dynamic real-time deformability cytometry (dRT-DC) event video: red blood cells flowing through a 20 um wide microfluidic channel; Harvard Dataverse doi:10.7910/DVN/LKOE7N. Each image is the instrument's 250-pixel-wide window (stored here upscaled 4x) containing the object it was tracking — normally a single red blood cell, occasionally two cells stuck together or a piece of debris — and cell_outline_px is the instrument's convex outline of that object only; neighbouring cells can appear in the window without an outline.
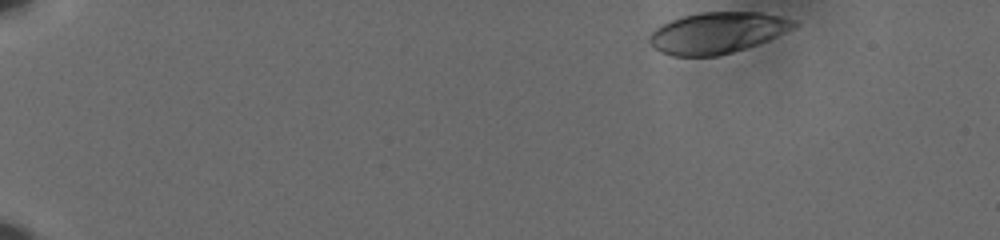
{"species": "human", "species_latin": "Homo sapiens", "temperature_condition": "cold", "stored_images_in_passage": 46, "camera_frame_rate_fps": 3000, "um_per_image_px": 0.085, "donor": {"sex": "male"}, "frame": {"image": 1, "passage_image": 1, "time_ms": 0.0, "image_size_px": [1000, 240], "cell_outline_px": [[796, 24], [792, 28], [768, 40], [732, 52], [716, 56], [672, 56], [660, 52], [648, 40], [648, 36], [660, 24], [684, 16], [700, 12], [760, 12], [780, 16], [796, 20]], "centroid_in_image_um": [60.94, 2.78], "position_along_channel_um": 24.1, "area_um2": 34.33}}
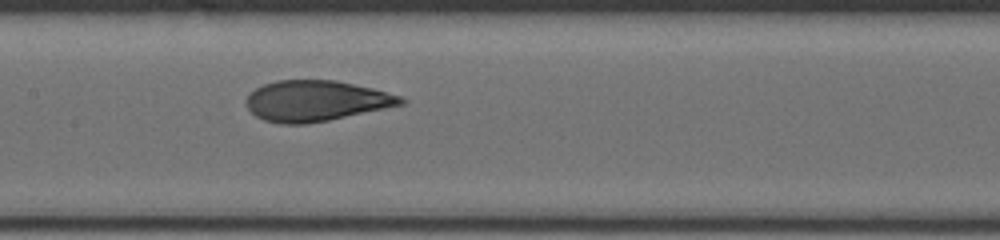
{"frame": {"image": 2, "passage_image": 25, "time_ms": 8.0, "image_size_px": [1000, 240], "cell_outline_px": [[408, 100], [404, 104], [328, 120], [304, 124], [280, 124], [264, 120], [256, 116], [248, 108], [248, 96], [256, 88], [264, 84], [276, 80], [336, 80], [372, 88], [400, 96]], "centroid_in_image_um": [26.87, 8.57], "position_along_channel_um": 180.5, "area_um2": 36.3}}
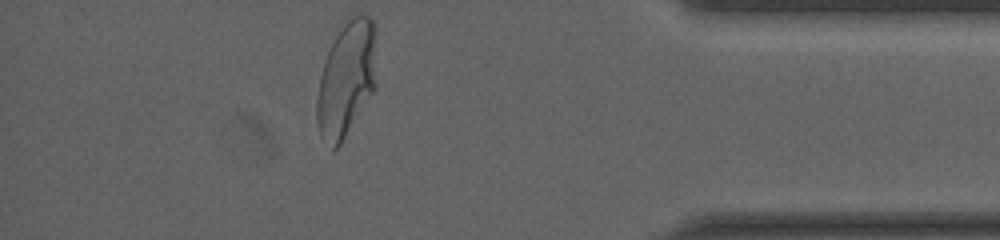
{"frame": {"image": 3, "passage_image": 46, "time_ms": 15.0, "image_size_px": [1000, 240], "cell_outline_px": [[376, 88], [340, 144], [336, 148], [332, 148], [320, 136], [316, 124], [316, 96], [320, 76], [328, 52], [336, 36], [352, 12], [372, 16], [376, 32]], "centroid_in_image_um": [29.47, 6.68], "position_along_channel_um": 405.7, "area_um2": 40.52}, "authors_computed_cell_mechanics": {"area_um2": 36.5874, "velocity_mm_per_s": 3.6066, "shape_relaxation_time_tau1_ms": 5.0146, "shape_relaxation_time_tau2_ms": null, "deformation_change_tau1": 0.2081, "deformation_change_tau2": null}}